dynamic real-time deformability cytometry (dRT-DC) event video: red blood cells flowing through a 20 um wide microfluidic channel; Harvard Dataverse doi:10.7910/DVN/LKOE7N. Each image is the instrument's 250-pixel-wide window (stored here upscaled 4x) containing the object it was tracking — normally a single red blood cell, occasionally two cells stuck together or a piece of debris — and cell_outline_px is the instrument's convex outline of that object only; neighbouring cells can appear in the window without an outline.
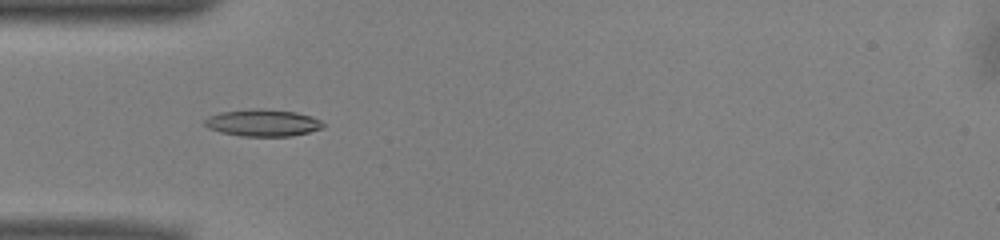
{"species": "common noctule bat (a hibernating species)", "species_latin": "Nyctalus noctula", "temperature_condition": "warm", "stored_images_in_passage": 52, "camera_frame_rate_fps": 3000, "um_per_image_px": 0.085, "animal": {"sex": "male", "body_mass_g": 13.0, "forearm_length_mm": 53.1}, "frame": {"image": 1, "passage_image": 16, "time_ms": 5.0, "image_size_px": [1000, 240], "cell_outline_px": [[324, 128], [292, 136], [240, 136], [220, 132], [208, 128], [204, 124], [204, 120], [208, 116], [220, 112], [248, 108], [260, 108], [296, 112], [312, 116], [320, 120], [324, 124]], "centroid_in_image_um": [22.32, 10.43], "position_along_channel_um": 62.7, "area_um2": 18.84}}
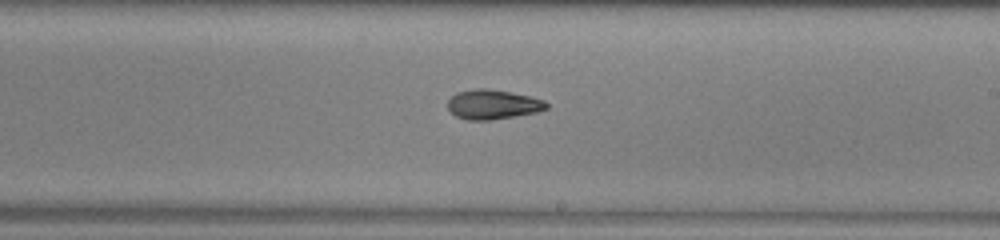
{"frame": {"image": 2, "passage_image": 30, "time_ms": 9.667, "image_size_px": [1000, 240], "cell_outline_px": [[548, 108], [536, 112], [492, 120], [468, 120], [456, 116], [448, 108], [448, 100], [456, 92], [476, 88], [488, 88], [528, 96], [544, 100], [548, 104]], "centroid_in_image_um": [41.87, 8.87], "position_along_channel_um": 247.1, "area_um2": 16.88}}
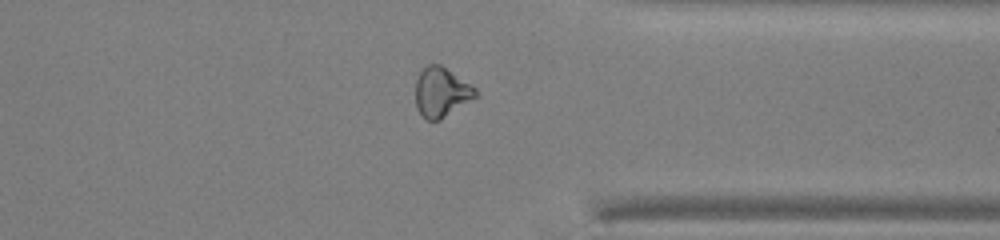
{"frame": {"image": 3, "passage_image": 40, "time_ms": 13.0, "image_size_px": [1000, 240], "cell_outline_px": [[480, 96], [440, 120], [428, 120], [416, 108], [416, 80], [420, 72], [428, 64], [440, 64], [476, 88], [480, 92]], "centroid_in_image_um": [37.56, 7.85], "position_along_channel_um": 373.8, "area_um2": 17.46}, "authors_computed_cell_mechanics": {"area_um2": 17.6868, "velocity_mm_per_s": 3.9682, "shape_relaxation_time_tau1_ms": 4.3924, "shape_relaxation_time_tau2_ms": null, "deformation_change_tau1": 0.1377, "deformation_change_tau2": null}}